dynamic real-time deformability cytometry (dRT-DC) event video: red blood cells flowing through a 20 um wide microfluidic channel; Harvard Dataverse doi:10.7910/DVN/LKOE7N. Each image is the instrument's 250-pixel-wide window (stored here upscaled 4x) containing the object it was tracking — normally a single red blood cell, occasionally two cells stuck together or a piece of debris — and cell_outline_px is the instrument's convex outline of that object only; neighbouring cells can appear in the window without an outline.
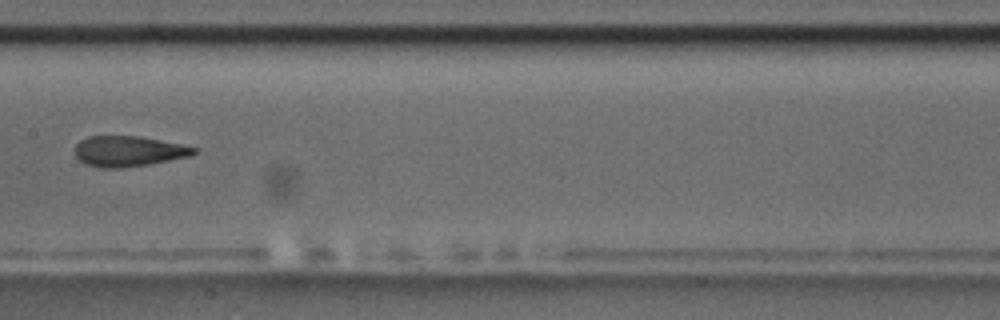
{"species": "common noctule bat (a hibernating species)", "species_latin": "Nyctalus noctula", "temperature_condition": "room temperature", "stored_images_in_passage": 6, "camera_frame_rate_fps": 3000, "um_per_image_px": 0.085, "animal": {"sex": "male", "body_mass_g": 17.5, "forearm_length_mm": 52.3}, "frame": {"image": 1, "passage_image": 6, "time_ms": 6.667, "image_size_px": [1000, 320], "cell_outline_px": [[196, 152], [192, 156], [148, 164], [120, 168], [100, 168], [88, 164], [80, 160], [76, 156], [76, 144], [80, 140], [88, 136], [140, 136], [180, 144], [196, 148]], "centroid_in_image_um": [10.92, 12.85], "position_along_channel_um": 196.5, "area_um2": 20.98}}